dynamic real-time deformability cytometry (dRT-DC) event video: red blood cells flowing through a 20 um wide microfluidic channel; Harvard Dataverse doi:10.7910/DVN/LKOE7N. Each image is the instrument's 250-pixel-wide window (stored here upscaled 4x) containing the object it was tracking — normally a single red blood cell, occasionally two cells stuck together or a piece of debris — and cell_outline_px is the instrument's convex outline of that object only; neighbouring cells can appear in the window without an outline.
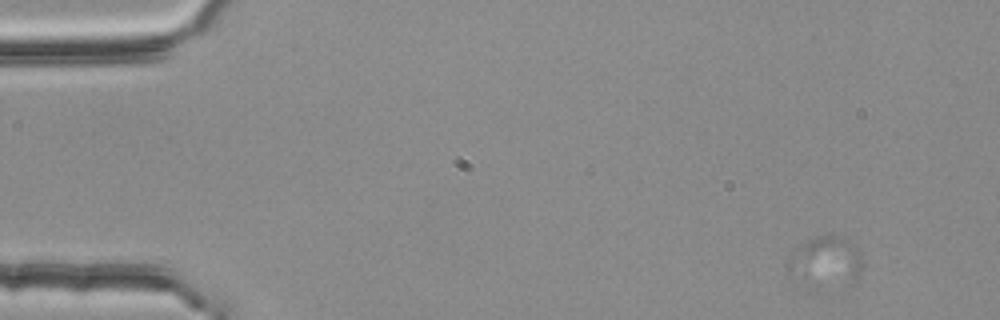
{"species": "common noctule bat (a hibernating species)", "species_latin": "Nyctalus noctula", "temperature_condition": "room temperature", "stored_images_in_passage": 33, "camera_frame_rate_fps": 3000, "um_per_image_px": 0.085, "animal": {"sex": "female", "body_mass_g": 25.1}, "frame": {"image": 1, "passage_image": 2, "time_ms": 0.333, "image_size_px": [1000, 320], "cell_outline_px": [[860, 268], [856, 280], [852, 284], [804, 276], [788, 268], [784, 264], [792, 252], [796, 248], [808, 240], [816, 236], [836, 236], [852, 244], [856, 248], [860, 256]], "centroid_in_image_um": [70.23, 22.07], "position_along_channel_um": 14.8, "area_um2": 19.02}}
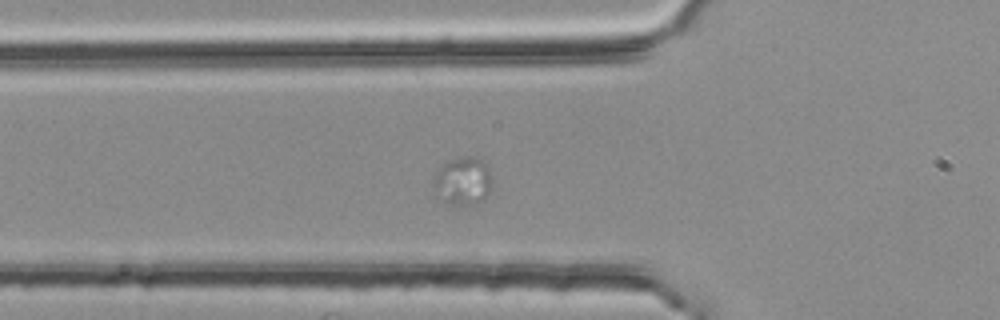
{"frame": {"image": 2, "passage_image": 18, "time_ms": 5.667, "image_size_px": [1000, 320], "cell_outline_px": [[492, 188], [484, 196], [460, 208], [448, 204], [436, 196], [432, 192], [432, 184], [436, 172], [448, 160], [464, 156], [476, 156], [484, 160], [488, 164], [492, 176]], "centroid_in_image_um": [39.32, 15.37], "position_along_channel_um": 86.5, "area_um2": 16.88}}